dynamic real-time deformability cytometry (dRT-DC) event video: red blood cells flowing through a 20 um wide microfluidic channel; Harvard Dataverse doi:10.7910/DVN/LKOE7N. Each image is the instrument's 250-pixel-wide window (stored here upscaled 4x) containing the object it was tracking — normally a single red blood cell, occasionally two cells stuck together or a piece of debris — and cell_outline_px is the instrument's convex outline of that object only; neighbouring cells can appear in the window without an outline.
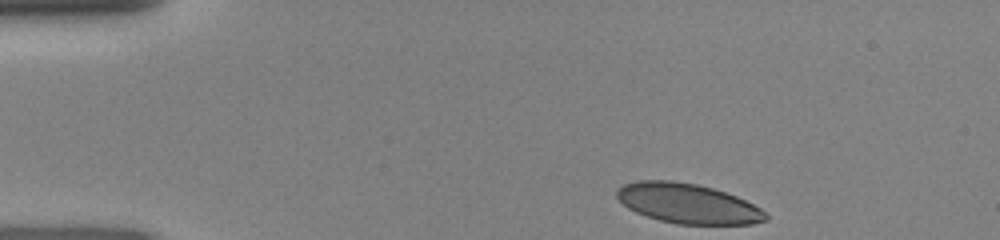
{"species": "human", "species_latin": "Homo sapiens", "temperature_condition": "room temperature", "stored_images_in_passage": 34, "camera_frame_rate_fps": 3000, "um_per_image_px": 0.085, "donor": {"sex": "female"}, "frame": {"image": 1, "passage_image": 1, "time_ms": 0.0, "image_size_px": [1000, 240], "cell_outline_px": [[768, 220], [752, 224], [676, 224], [660, 220], [636, 212], [628, 208], [616, 196], [616, 188], [624, 184], [640, 180], [672, 180], [696, 184], [712, 188], [736, 196], [760, 208], [768, 216]], "centroid_in_image_um": [58.45, 17.29], "position_along_channel_um": 26.6, "area_um2": 34.39}}
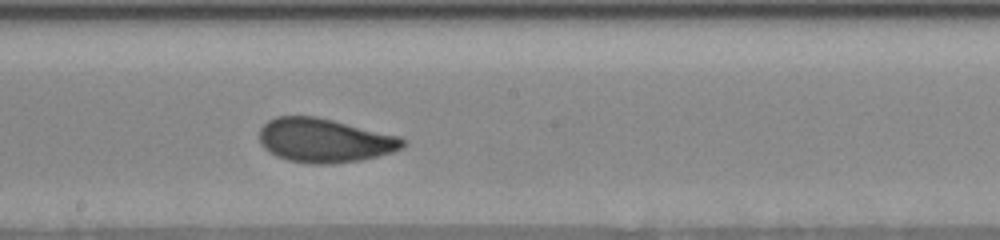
{"frame": {"image": 2, "passage_image": 20, "time_ms": 6.333, "image_size_px": [1000, 240], "cell_outline_px": [[408, 144], [404, 148], [392, 152], [360, 160], [332, 164], [312, 164], [288, 160], [276, 156], [268, 152], [260, 144], [260, 128], [268, 120], [276, 116], [316, 116], [400, 136]], "centroid_in_image_um": [27.58, 11.93], "position_along_channel_um": 220.6, "area_um2": 36.93}}
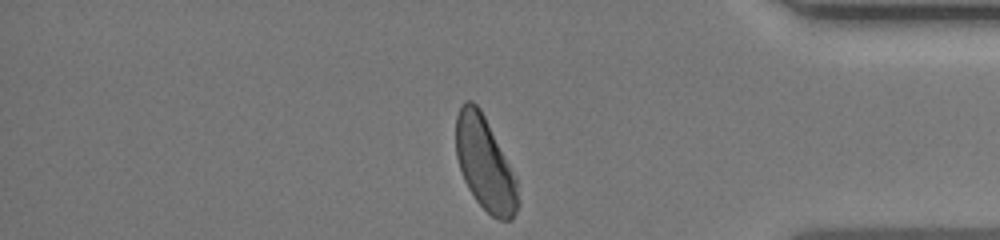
{"frame": {"image": 3, "passage_image": 34, "time_ms": 11.0, "image_size_px": [1000, 240], "cell_outline_px": [[520, 204], [512, 220], [500, 220], [492, 216], [476, 200], [468, 188], [464, 180], [456, 156], [456, 116], [464, 100], [472, 100], [480, 108], [516, 176], [520, 200]], "centroid_in_image_um": [41.24, 13.94], "position_along_channel_um": 394.0, "area_um2": 33.81}}